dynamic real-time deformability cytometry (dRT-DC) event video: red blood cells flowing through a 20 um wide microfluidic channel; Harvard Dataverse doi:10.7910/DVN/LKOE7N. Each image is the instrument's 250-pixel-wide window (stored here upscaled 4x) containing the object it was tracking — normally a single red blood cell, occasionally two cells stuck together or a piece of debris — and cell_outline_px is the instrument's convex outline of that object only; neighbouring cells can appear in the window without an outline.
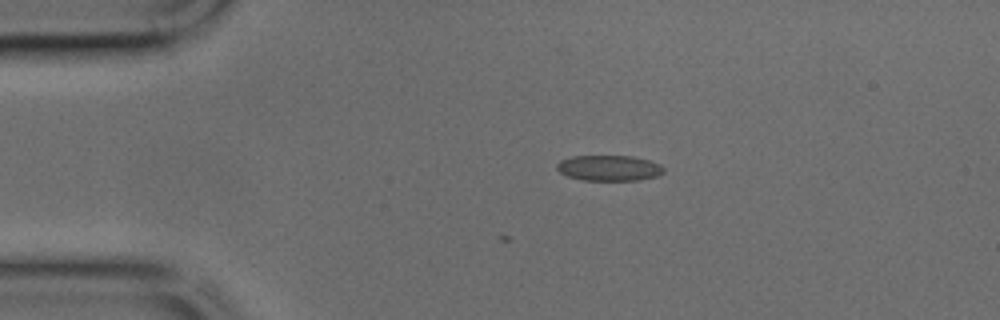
{"species": "common noctule bat (a hibernating species)", "species_latin": "Nyctalus noctula", "temperature_condition": "cold", "stored_images_in_passage": 3, "camera_frame_rate_fps": 3000, "um_per_image_px": 0.085, "animal": {"sex": "male", "body_mass_g": 17.9, "forearm_length_mm": 54.2}, "frame": {"image": 1, "passage_image": 1, "time_ms": 0.0, "image_size_px": [1000, 320], "cell_outline_px": [[664, 172], [656, 176], [636, 180], [584, 180], [568, 176], [560, 172], [556, 168], [556, 164], [560, 160], [572, 156], [632, 156], [648, 160], [660, 164], [664, 168]], "centroid_in_image_um": [51.75, 14.27], "position_along_channel_um": 33.2, "area_um2": 15.84}}